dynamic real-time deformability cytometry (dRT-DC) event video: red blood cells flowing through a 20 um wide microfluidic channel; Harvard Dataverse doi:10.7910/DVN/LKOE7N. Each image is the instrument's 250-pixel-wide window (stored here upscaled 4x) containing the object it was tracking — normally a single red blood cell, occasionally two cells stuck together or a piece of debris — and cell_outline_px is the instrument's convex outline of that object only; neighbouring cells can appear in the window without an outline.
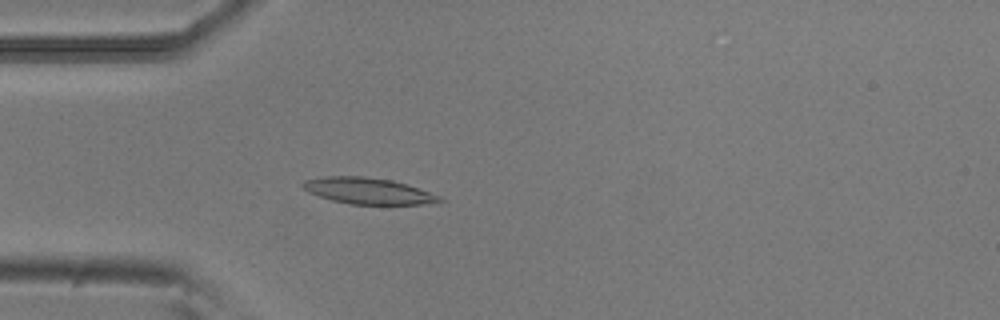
{"species": "common noctule bat (a hibernating species)", "species_latin": "Nyctalus noctula", "temperature_condition": "room temperature", "stored_images_in_passage": 53, "camera_frame_rate_fps": 3000, "um_per_image_px": 0.085, "animal": {"sex": "male", "body_mass_g": 20.5, "forearm_length_mm": 52.5}, "frame": {"image": 1, "passage_image": 15, "time_ms": 4.667, "image_size_px": [1000, 320], "cell_outline_px": [[444, 200], [424, 204], [348, 204], [332, 200], [308, 192], [300, 184], [304, 180], [324, 176], [364, 176], [392, 180], [408, 184], [440, 196]], "centroid_in_image_um": [31.26, 16.22], "position_along_channel_um": 53.7, "area_um2": 20.87}}
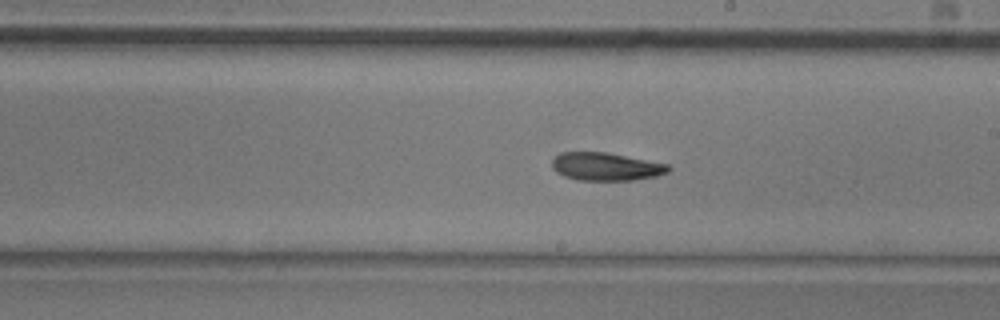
{"frame": {"image": 2, "passage_image": 30, "time_ms": 9.667, "image_size_px": [1000, 320], "cell_outline_px": [[672, 168], [668, 172], [656, 176], [632, 180], [576, 180], [564, 176], [556, 172], [552, 168], [552, 160], [560, 152], [604, 152], [668, 164]], "centroid_in_image_um": [51.48, 14.16], "position_along_channel_um": 237.5, "area_um2": 18.9}}
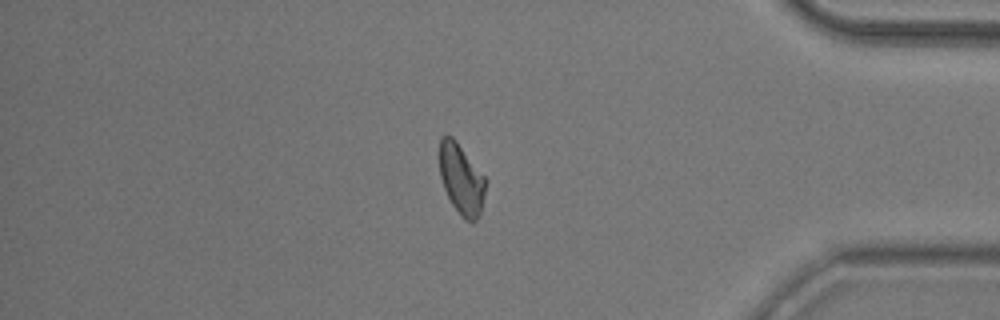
{"frame": {"image": 3, "passage_image": 45, "time_ms": 14.667, "image_size_px": [1000, 320], "cell_outline_px": [[488, 180], [480, 216], [472, 224], [464, 220], [452, 204], [444, 188], [440, 176], [440, 136], [452, 136], [456, 140]], "centroid_in_image_um": [39.25, 15.27], "position_along_channel_um": 395.9, "area_um2": 19.19}, "authors_computed_cell_mechanics": {"area_um2": 19.5364, "velocity_mm_per_s": 3.7945, "shape_relaxation_time_tau1_ms": 6.9244, "shape_relaxation_time_tau2_ms": 4.9907, "deformation_change_tau1": 0.1733, "deformation_change_tau2": 0.1208}}